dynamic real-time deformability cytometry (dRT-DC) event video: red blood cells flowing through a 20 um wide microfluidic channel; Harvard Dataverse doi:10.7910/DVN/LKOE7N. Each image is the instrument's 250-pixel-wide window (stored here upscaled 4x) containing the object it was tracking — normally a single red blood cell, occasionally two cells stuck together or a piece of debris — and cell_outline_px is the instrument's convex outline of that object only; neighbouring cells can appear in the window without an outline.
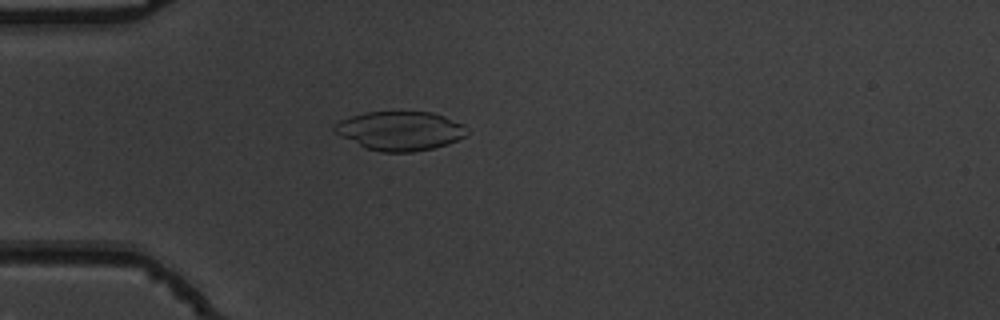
{"species": "common noctule bat (a hibernating species)", "species_latin": "Nyctalus noctula", "temperature_condition": "warm", "stored_images_in_passage": 41, "camera_frame_rate_fps": 3000, "um_per_image_px": 0.085, "animal": {"sex": "male", "body_mass_g": 19.5, "forearm_length_mm": 54.6}, "frame": {"image": 1, "passage_image": 3, "time_ms": 0.667, "image_size_px": [1000, 320], "cell_outline_px": [[468, 132], [464, 136], [448, 144], [432, 148], [412, 152], [380, 152], [364, 148], [332, 132], [332, 124], [340, 120], [364, 112], [432, 112], [444, 116], [464, 124]], "centroid_in_image_um": [33.95, 11.12], "position_along_channel_um": 51.0, "area_um2": 30.35}}
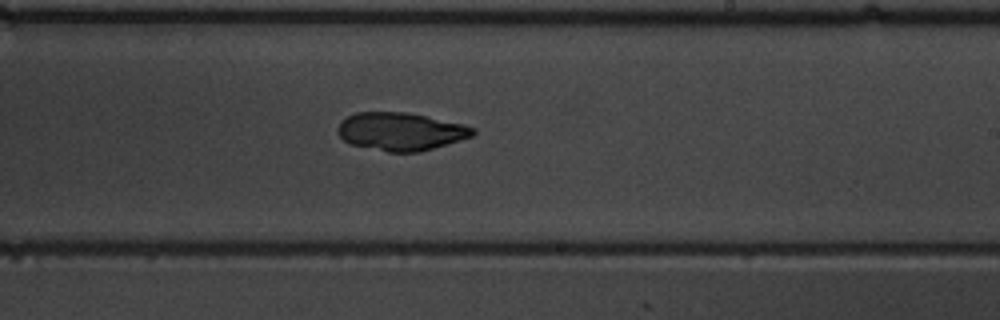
{"frame": {"image": 2, "passage_image": 20, "time_ms": 6.333, "image_size_px": [1000, 320], "cell_outline_px": [[476, 132], [472, 136], [460, 140], [420, 152], [388, 152], [352, 144], [344, 140], [340, 136], [336, 128], [340, 120], [356, 112], [408, 112], [464, 124], [476, 128]], "centroid_in_image_um": [34.06, 11.16], "position_along_channel_um": 254.9, "area_um2": 29.94}}
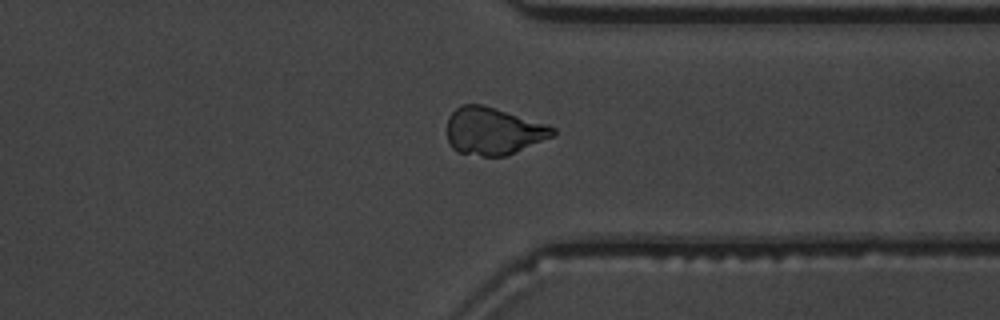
{"frame": {"image": 3, "passage_image": 29, "time_ms": 9.333, "image_size_px": [1000, 320], "cell_outline_px": [[556, 132], [552, 136], [504, 156], [480, 156], [456, 152], [448, 144], [448, 116], [460, 104], [480, 104], [548, 124], [556, 128]], "centroid_in_image_um": [41.89, 11.14], "position_along_channel_um": 369.5, "area_um2": 28.96}, "authors_computed_cell_mechanics": {"area_um2": 29.9404, "velocity_mm_per_s": 3.8384, "shape_relaxation_time_tau1_ms": null, "shape_relaxation_time_tau2_ms": 2.3042, "deformation_change_tau1": null, "deformation_change_tau2": 0.0551}}